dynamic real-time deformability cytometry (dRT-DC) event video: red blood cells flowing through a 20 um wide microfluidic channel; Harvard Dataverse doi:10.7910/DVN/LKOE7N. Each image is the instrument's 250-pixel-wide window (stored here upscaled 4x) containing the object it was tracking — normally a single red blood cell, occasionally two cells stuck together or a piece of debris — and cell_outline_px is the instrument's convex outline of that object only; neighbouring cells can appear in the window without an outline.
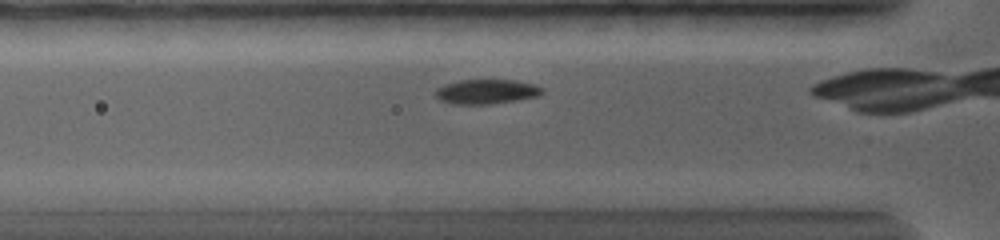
{"species": "common noctule bat (a hibernating species)", "species_latin": "Nyctalus noctula", "temperature_condition": "warm", "stored_images_in_passage": 4, "camera_frame_rate_fps": 5000, "um_per_image_px": 0.085, "animal": {"sex": "female", "body_mass_g": 19.0, "forearm_length_mm": 56.7}, "frame": {"image": 1, "passage_image": 2, "time_ms": 0.8, "image_size_px": [1000, 240], "cell_outline_px": [[544, 92], [536, 96], [516, 100], [492, 104], [452, 104], [440, 100], [436, 96], [436, 88], [444, 84], [460, 80], [516, 80], [532, 84], [544, 88]], "centroid_in_image_um": [41.33, 7.79], "position_along_channel_um": 84.5, "area_um2": 15.26}}